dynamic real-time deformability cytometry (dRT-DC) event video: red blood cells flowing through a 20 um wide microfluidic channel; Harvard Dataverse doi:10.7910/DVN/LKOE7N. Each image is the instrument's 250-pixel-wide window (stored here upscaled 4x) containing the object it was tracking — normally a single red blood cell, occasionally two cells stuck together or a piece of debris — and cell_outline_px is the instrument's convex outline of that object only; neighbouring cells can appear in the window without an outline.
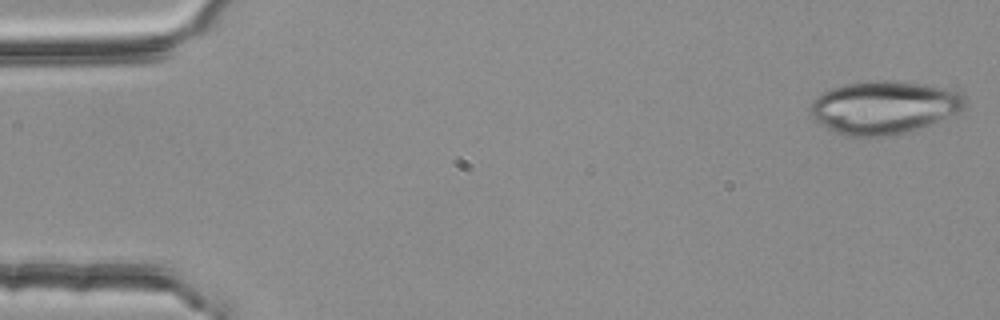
{"species": "common noctule bat (a hibernating species)", "species_latin": "Nyctalus noctula", "temperature_condition": "room temperature", "stored_images_in_passage": 5, "camera_frame_rate_fps": 3000, "um_per_image_px": 0.085, "animal": {"sex": "female", "body_mass_g": 25.1}, "frame": {"image": 1, "passage_image": 1, "time_ms": 0.0, "image_size_px": [1000, 320], "cell_outline_px": [[968, 104], [960, 112], [908, 132], [884, 136], [844, 136], [828, 128], [816, 120], [808, 112], [812, 100], [816, 96], [832, 88], [848, 84], [868, 80], [892, 80], [924, 84], [944, 88], [960, 92], [964, 96]], "centroid_in_image_um": [75.14, 9.12], "position_along_channel_um": 9.9, "area_um2": 47.74}}
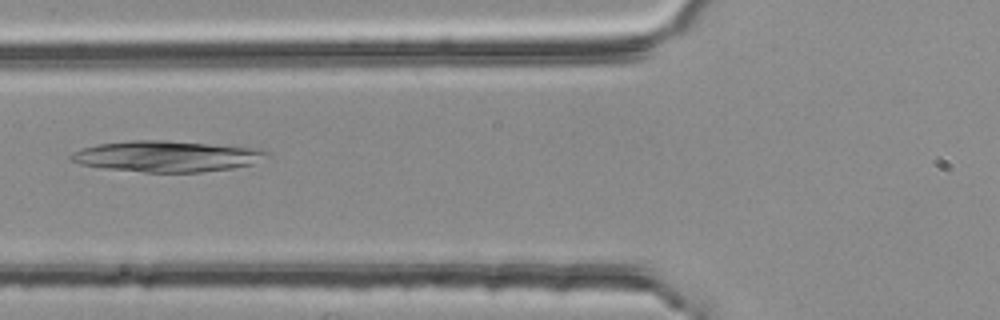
{"frame": {"image": 2, "passage_image": 5, "time_ms": 1.333, "image_size_px": [1000, 320], "cell_outline_px": [[268, 152], [252, 164], [232, 168], [200, 172], [144, 172], [104, 168], [80, 164], [68, 160], [68, 156], [72, 152], [80, 148], [96, 144], [128, 140], [164, 140], [244, 144], [264, 148]], "centroid_in_image_um": [14.2, 13.25], "position_along_channel_um": 111.6, "area_um2": 36.36}}